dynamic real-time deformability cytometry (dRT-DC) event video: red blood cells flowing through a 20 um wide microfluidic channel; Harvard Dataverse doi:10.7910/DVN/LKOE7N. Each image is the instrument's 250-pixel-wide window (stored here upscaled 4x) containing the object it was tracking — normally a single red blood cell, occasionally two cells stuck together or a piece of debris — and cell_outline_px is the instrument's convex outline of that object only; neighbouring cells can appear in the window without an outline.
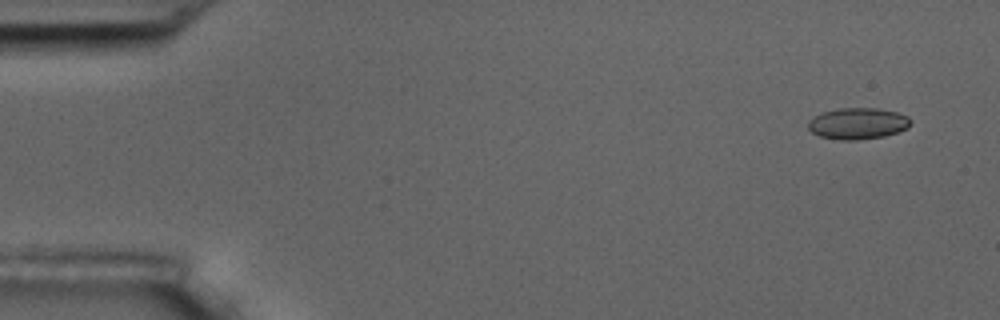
{"species": "common noctule bat (a hibernating species)", "species_latin": "Nyctalus noctula", "temperature_condition": "room temperature", "stored_images_in_passage": 6, "camera_frame_rate_fps": 3000, "um_per_image_px": 0.085, "animal": {"sex": "male", "body_mass_g": 17.5, "forearm_length_mm": 52.3}, "frame": {"image": 1, "passage_image": 1, "time_ms": 0.0, "image_size_px": [1000, 320], "cell_outline_px": [[912, 124], [908, 128], [884, 136], [860, 140], [840, 140], [820, 136], [812, 132], [808, 128], [808, 120], [812, 116], [820, 112], [840, 108], [876, 108], [896, 112], [908, 116], [912, 120]], "centroid_in_image_um": [72.9, 10.49], "position_along_channel_um": 12.1, "area_um2": 18.96}}
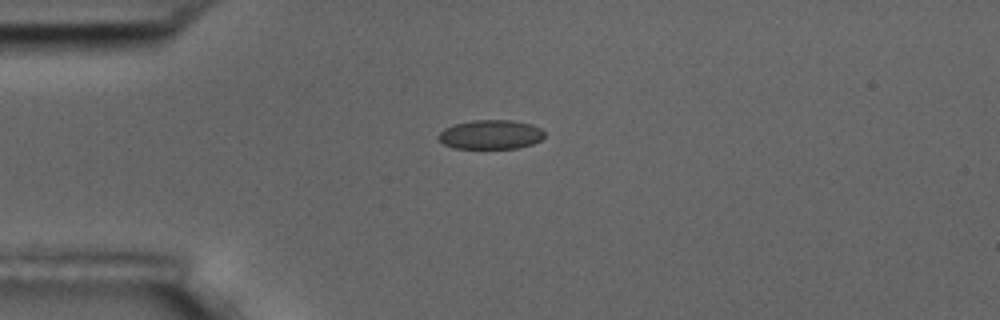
{"frame": {"image": 2, "passage_image": 4, "time_ms": 3.667, "image_size_px": [1000, 320], "cell_outline_px": [[544, 136], [540, 140], [532, 144], [520, 148], [452, 148], [444, 144], [436, 136], [444, 128], [452, 124], [472, 120], [512, 120], [532, 124], [540, 128], [544, 132]], "centroid_in_image_um": [41.69, 11.43], "position_along_channel_um": 43.3, "area_um2": 18.21}}